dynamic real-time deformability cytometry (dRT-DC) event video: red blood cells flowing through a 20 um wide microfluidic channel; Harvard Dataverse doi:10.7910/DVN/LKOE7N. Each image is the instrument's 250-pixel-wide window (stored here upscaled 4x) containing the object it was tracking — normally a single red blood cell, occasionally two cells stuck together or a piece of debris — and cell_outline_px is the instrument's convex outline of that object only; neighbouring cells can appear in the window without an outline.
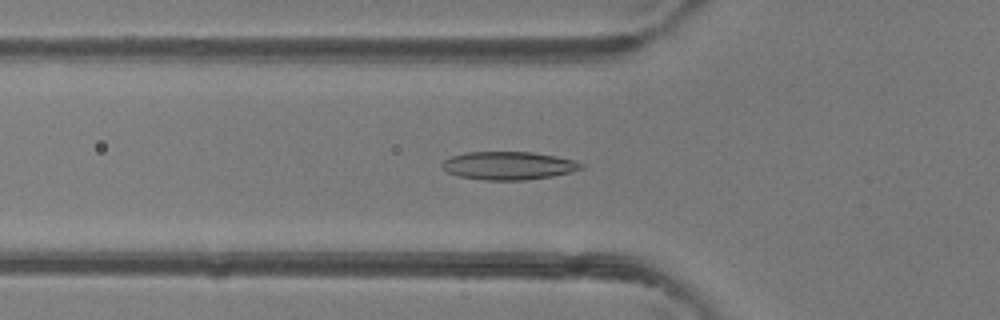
{"species": "common noctule bat (a hibernating species)", "species_latin": "Nyctalus noctula", "temperature_condition": "room temperature", "stored_images_in_passage": 33, "camera_frame_rate_fps": 3000, "um_per_image_px": 0.085, "animal": {"sex": "female"}, "frame": {"image": 1, "passage_image": 3, "time_ms": 0.667, "image_size_px": [1000, 320], "cell_outline_px": [[584, 168], [572, 172], [552, 176], [524, 180], [484, 180], [460, 176], [448, 172], [440, 164], [444, 160], [452, 156], [464, 152], [532, 152], [556, 156], [572, 160], [584, 164]], "centroid_in_image_um": [43.24, 14.07], "position_along_channel_um": 82.6, "area_um2": 22.72}}
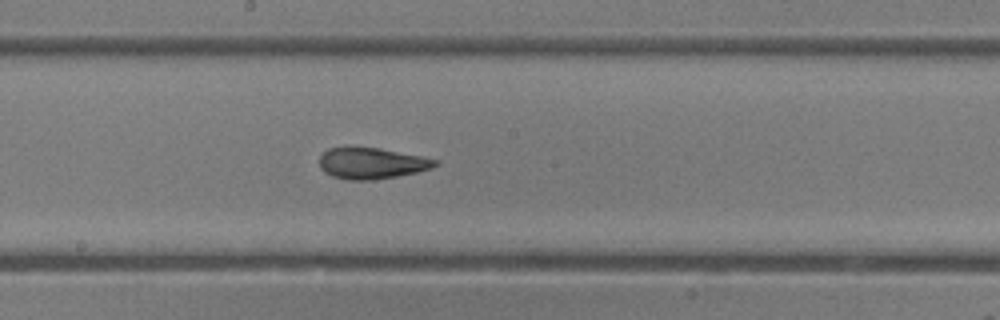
{"frame": {"image": 2, "passage_image": 12, "time_ms": 3.667, "image_size_px": [1000, 320], "cell_outline_px": [[440, 164], [432, 168], [416, 172], [396, 176], [372, 180], [348, 180], [332, 176], [324, 172], [320, 168], [320, 156], [328, 148], [380, 148], [440, 160]], "centroid_in_image_um": [31.61, 13.89], "position_along_channel_um": 216.6, "area_um2": 20.87}}
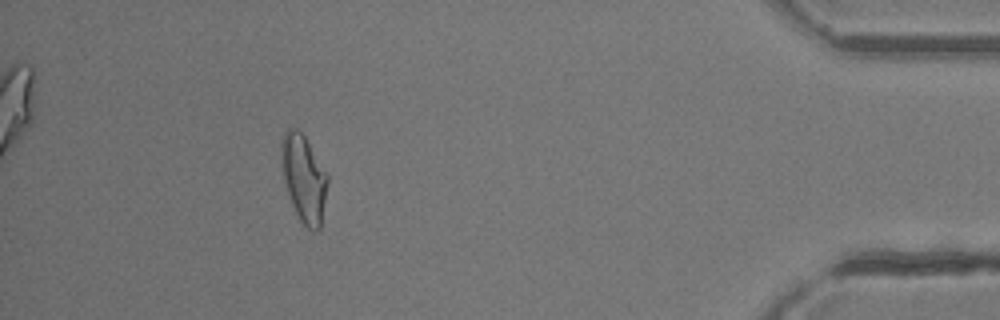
{"frame": {"image": 3, "passage_image": 29, "time_ms": 9.333, "image_size_px": [1000, 320], "cell_outline_px": [[328, 180], [320, 228], [316, 232], [312, 232], [296, 216], [288, 196], [284, 180], [280, 160], [280, 140], [284, 132], [288, 128], [296, 128], [304, 136], [328, 176]], "centroid_in_image_um": [25.78, 15.17], "position_along_channel_um": 409.4, "area_um2": 23.52}, "authors_computed_cell_mechanics": {"area_um2": 21.9062, "velocity_mm_per_s": 4.4364, "shape_relaxation_time_tau1_ms": 10.1348, "shape_relaxation_time_tau2_ms": 1.5724, "deformation_change_tau1": 0.2777, "deformation_change_tau2": 0.0792}}